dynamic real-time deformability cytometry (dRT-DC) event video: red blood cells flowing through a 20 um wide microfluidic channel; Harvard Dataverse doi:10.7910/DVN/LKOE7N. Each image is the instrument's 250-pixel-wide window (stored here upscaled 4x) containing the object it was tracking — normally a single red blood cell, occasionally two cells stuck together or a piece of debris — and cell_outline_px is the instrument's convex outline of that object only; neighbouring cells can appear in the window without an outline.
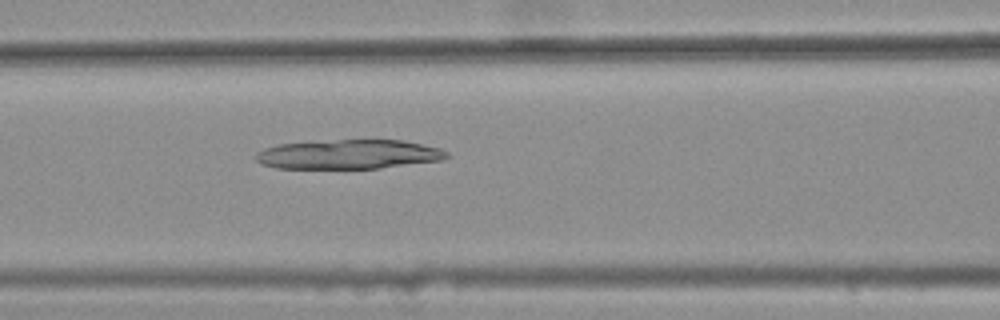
{"species": "common noctule bat (a hibernating species)", "species_latin": "Nyctalus noctula", "temperature_condition": "warm", "stored_images_in_passage": 35, "camera_frame_rate_fps": 3000, "um_per_image_px": 0.085, "animal": {"sex": "female", "body_mass_g": 25.1}, "frame": {"image": 1, "passage_image": 11, "time_ms": 3.333, "image_size_px": [1000, 320], "cell_outline_px": [[452, 156], [440, 160], [380, 168], [276, 168], [264, 164], [256, 160], [256, 152], [264, 148], [276, 144], [336, 140], [404, 140], [440, 148], [448, 152]], "centroid_in_image_um": [29.66, 13.11], "position_along_channel_um": 136.9, "area_um2": 32.54}}
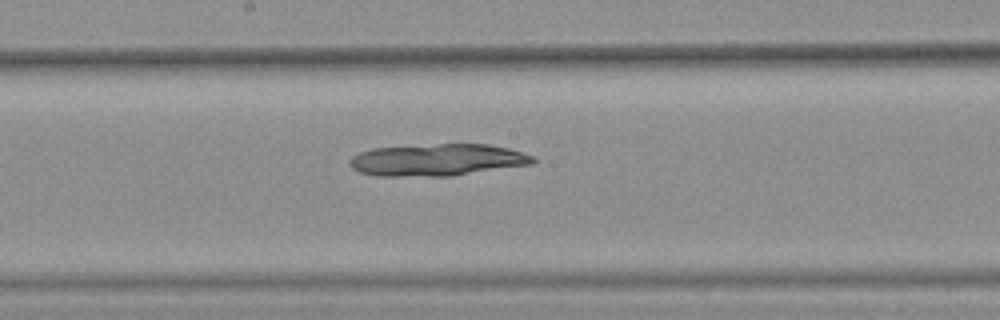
{"frame": {"image": 2, "passage_image": 17, "time_ms": 5.333, "image_size_px": [1000, 320], "cell_outline_px": [[536, 160], [532, 164], [452, 176], [376, 176], [360, 172], [352, 168], [348, 164], [348, 160], [352, 156], [360, 152], [372, 148], [436, 144], [488, 144], [508, 148], [536, 156]], "centroid_in_image_um": [37.17, 13.59], "position_along_channel_um": 211.0, "area_um2": 34.39}}
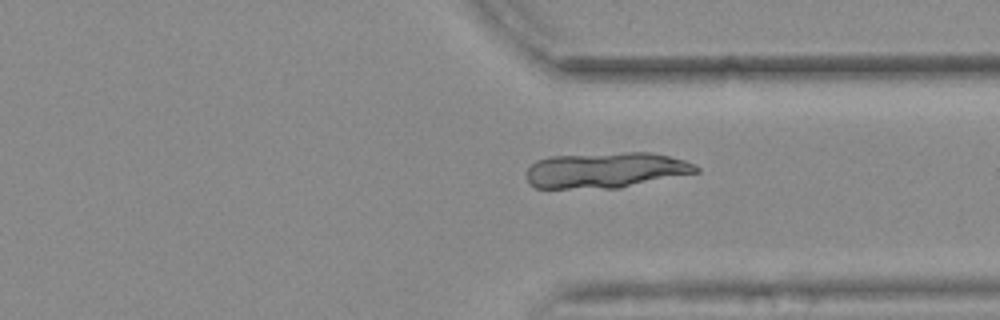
{"frame": {"image": 3, "passage_image": 29, "time_ms": 9.333, "image_size_px": [1000, 320], "cell_outline_px": [[700, 172], [620, 188], [536, 188], [528, 184], [528, 168], [536, 160], [548, 156], [628, 152], [652, 152], [684, 160], [700, 168]], "centroid_in_image_um": [51.5, 14.46], "position_along_channel_um": 359.9, "area_um2": 35.32}}